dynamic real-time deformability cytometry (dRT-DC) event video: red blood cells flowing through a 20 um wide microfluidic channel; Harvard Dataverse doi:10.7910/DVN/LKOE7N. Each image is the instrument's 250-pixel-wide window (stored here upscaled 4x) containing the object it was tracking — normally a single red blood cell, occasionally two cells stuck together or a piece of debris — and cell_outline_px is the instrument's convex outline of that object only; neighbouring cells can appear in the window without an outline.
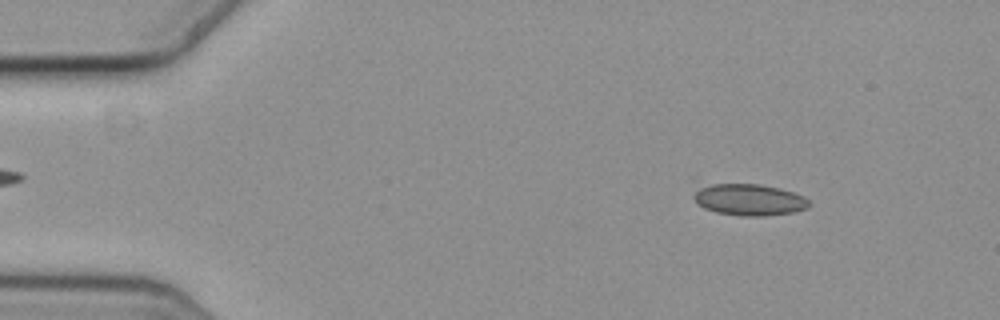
{"species": "common noctule bat (a hibernating species)", "species_latin": "Nyctalus noctula", "temperature_condition": "cold", "stored_images_in_passage": 56, "camera_frame_rate_fps": 3000, "um_per_image_px": 0.085, "animal": {"sex": "female", "body_mass_g": 19.3, "forearm_length_mm": 54.1}, "frame": {"image": 1, "passage_image": 7, "time_ms": 2.0, "image_size_px": [1000, 320], "cell_outline_px": [[808, 208], [792, 212], [764, 216], [740, 216], [716, 212], [704, 208], [696, 204], [692, 196], [700, 188], [712, 184], [760, 184], [792, 192], [804, 196], [808, 200]], "centroid_in_image_um": [63.65, 16.99], "position_along_channel_um": 21.3, "area_um2": 20.98}}
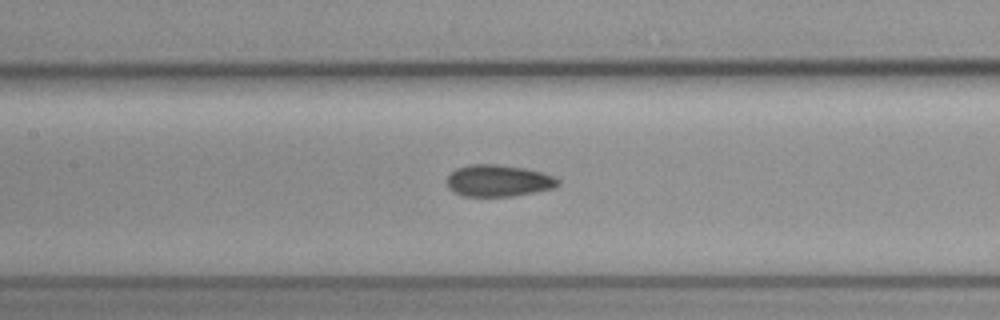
{"frame": {"image": 2, "passage_image": 26, "time_ms": 8.333, "image_size_px": [1000, 320], "cell_outline_px": [[560, 184], [556, 188], [512, 196], [464, 196], [452, 192], [448, 188], [448, 176], [456, 168], [468, 164], [496, 164], [524, 168], [540, 172], [552, 176], [560, 180]], "centroid_in_image_um": [42.36, 15.36], "position_along_channel_um": 165.0, "area_um2": 20.58}}
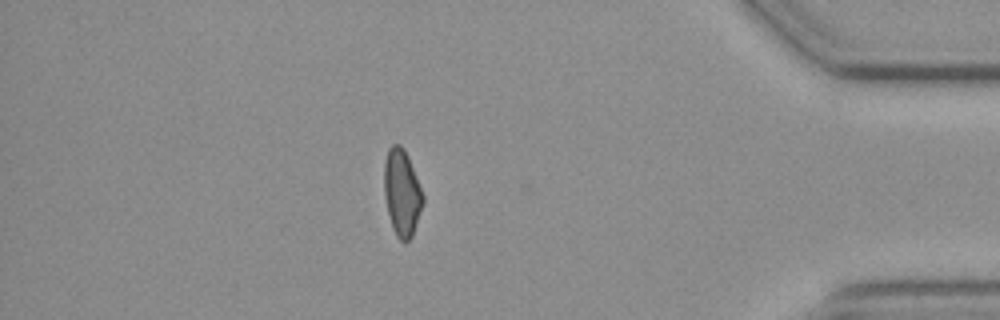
{"frame": {"image": 3, "passage_image": 49, "time_ms": 16.0, "image_size_px": [1000, 320], "cell_outline_px": [[424, 204], [412, 236], [408, 240], [400, 240], [396, 236], [392, 228], [388, 212], [384, 192], [384, 164], [388, 148], [392, 144], [400, 144], [404, 148], [408, 156], [424, 196]], "centroid_in_image_um": [34.17, 16.36], "position_along_channel_um": 401.0, "area_um2": 19.59}, "authors_computed_cell_mechanics": {"area_um2": 20.2589, "velocity_mm_per_s": 3.6335, "shape_relaxation_time_tau1_ms": null, "shape_relaxation_time_tau2_ms": 2.945, "deformation_change_tau1": null, "deformation_change_tau2": 0.0803}}